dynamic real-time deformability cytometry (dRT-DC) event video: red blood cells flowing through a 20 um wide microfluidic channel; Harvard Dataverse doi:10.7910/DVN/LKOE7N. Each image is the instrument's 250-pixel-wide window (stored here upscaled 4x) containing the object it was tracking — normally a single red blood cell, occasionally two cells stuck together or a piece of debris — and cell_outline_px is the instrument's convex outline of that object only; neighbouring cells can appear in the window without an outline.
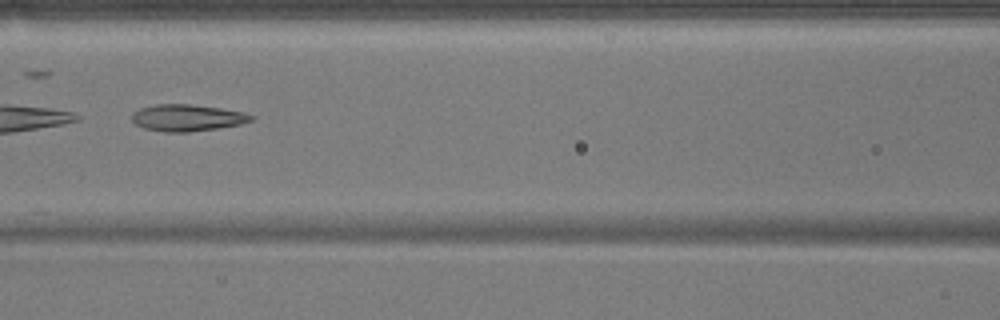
{"species": "common noctule bat (a hibernating species)", "species_latin": "Nyctalus noctula", "temperature_condition": "warm", "stored_images_in_passage": 37, "camera_frame_rate_fps": 3000, "um_per_image_px": 0.085, "animal": {"sex": "male", "body_mass_g": 17.9}, "frame": {"image": 1, "passage_image": 22, "time_ms": 7.0, "image_size_px": [1000, 320], "cell_outline_px": [[256, 120], [240, 124], [216, 128], [188, 132], [164, 132], [144, 128], [136, 124], [132, 120], [132, 112], [140, 108], [156, 104], [192, 104], [220, 108], [244, 112], [256, 116]], "centroid_in_image_um": [15.94, 10.0], "position_along_channel_um": 150.7, "area_um2": 18.67}}